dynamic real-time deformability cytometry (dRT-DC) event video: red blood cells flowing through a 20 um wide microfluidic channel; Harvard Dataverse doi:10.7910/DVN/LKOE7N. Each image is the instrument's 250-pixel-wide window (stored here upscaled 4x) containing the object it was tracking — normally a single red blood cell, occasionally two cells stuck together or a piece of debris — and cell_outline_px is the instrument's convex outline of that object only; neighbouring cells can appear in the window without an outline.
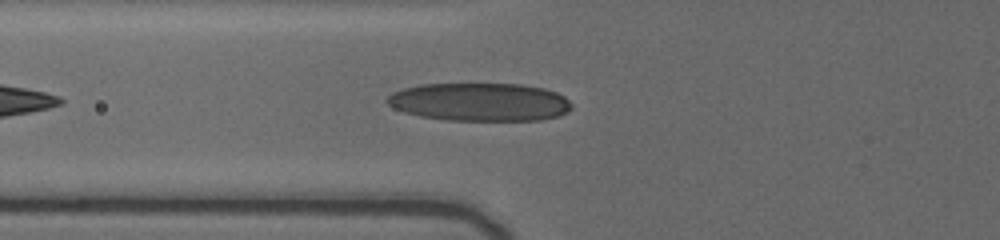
{"species": "human", "species_latin": "Homo sapiens", "temperature_condition": "cold", "stored_images_in_passage": 23, "camera_frame_rate_fps": 3000, "um_per_image_px": 0.085, "donor": {"sex": "female"}, "frame": {"image": 1, "passage_image": 3, "time_ms": 1.0, "image_size_px": [1000, 240], "cell_outline_px": [[572, 108], [560, 116], [540, 120], [448, 120], [420, 116], [404, 112], [388, 104], [384, 100], [392, 92], [404, 88], [420, 84], [520, 84], [544, 88], [556, 92], [564, 96], [572, 104]], "centroid_in_image_um": [40.79, 8.66], "position_along_channel_um": 85.0, "area_um2": 41.1}}
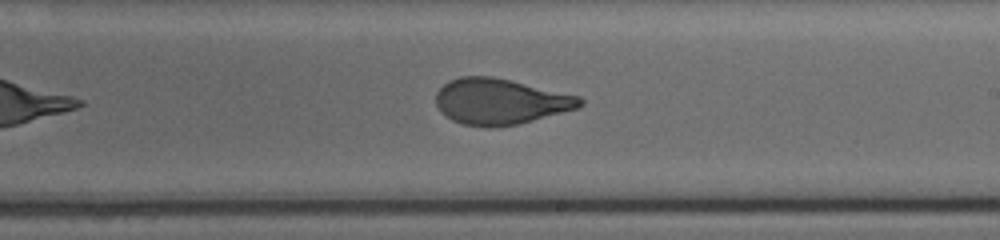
{"frame": {"image": 2, "passage_image": 11, "time_ms": 5.333, "image_size_px": [1000, 240], "cell_outline_px": [[584, 104], [576, 108], [532, 120], [516, 124], [496, 128], [484, 128], [460, 124], [452, 120], [436, 104], [436, 92], [448, 80], [460, 76], [492, 76], [580, 96], [584, 100]], "centroid_in_image_um": [42.5, 8.63], "position_along_channel_um": 246.5, "area_um2": 38.32}}
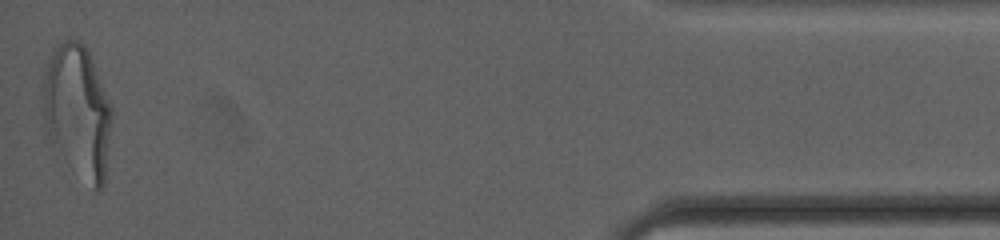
{"frame": {"image": 3, "passage_image": 23, "time_ms": 12.0, "image_size_px": [1000, 240], "cell_outline_px": [[112, 116], [104, 184], [96, 192], [92, 188], [52, 144], [44, 124], [40, 96], [44, 68], [56, 48], [64, 40], [76, 40], [84, 44], [88, 52], [112, 108]], "centroid_in_image_um": [6.56, 9.45], "position_along_channel_um": 428.6, "area_um2": 52.83}, "authors_computed_cell_mechanics": {"area_um2": 39.0728, "velocity_mm_per_s": 3.7043, "shape_relaxation_time_tau1_ms": 4.8757, "shape_relaxation_time_tau2_ms": 0.6767, "deformation_change_tau1": 0.1741, "deformation_change_tau2": 0.0488}}